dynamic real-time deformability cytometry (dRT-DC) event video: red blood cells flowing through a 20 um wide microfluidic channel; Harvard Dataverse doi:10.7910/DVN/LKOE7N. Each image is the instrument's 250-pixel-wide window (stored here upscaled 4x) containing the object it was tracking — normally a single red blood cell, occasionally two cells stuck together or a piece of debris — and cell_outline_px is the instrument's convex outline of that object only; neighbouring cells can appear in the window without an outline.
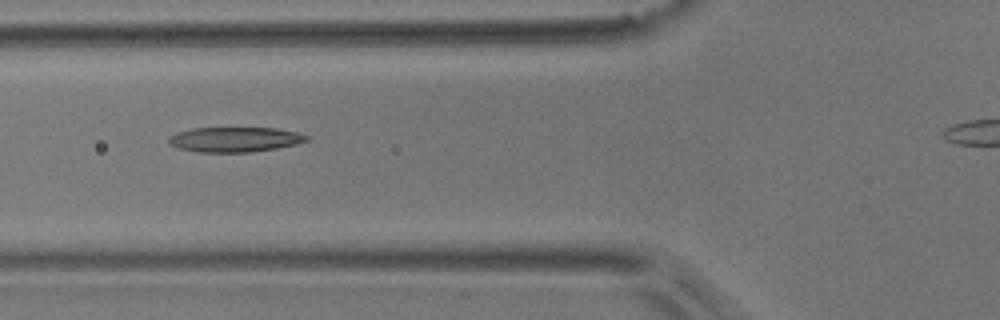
{"species": "common noctule bat (a hibernating species)", "species_latin": "Nyctalus noctula", "temperature_condition": "room temperature", "stored_images_in_passage": 7, "segment_of_instrument_passage": [1, 2], "camera_frame_rate_fps": 3000, "um_per_image_px": 0.085, "animal": {"sex": "male", "body_mass_g": 17.9}, "frame": {"image": 1, "passage_image": 3, "time_ms": 2.333, "image_size_px": [1000, 320], "cell_outline_px": [[308, 140], [296, 144], [276, 148], [252, 152], [200, 152], [180, 148], [168, 144], [168, 136], [176, 132], [192, 128], [276, 128], [296, 132], [308, 136]], "centroid_in_image_um": [19.92, 11.85], "position_along_channel_um": 105.9, "area_um2": 20.0}}
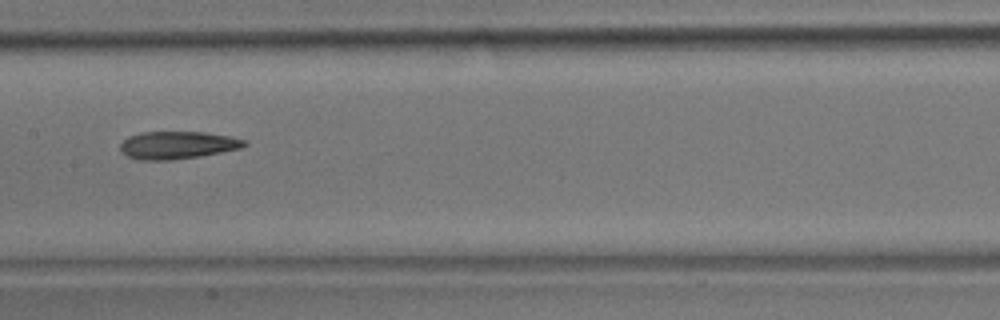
{"frame": {"image": 2, "passage_image": 5, "time_ms": 4.667, "image_size_px": [1000, 320], "cell_outline_px": [[248, 144], [240, 148], [200, 156], [172, 160], [140, 160], [128, 156], [120, 152], [120, 144], [128, 136], [140, 132], [204, 132], [232, 136], [248, 140]], "centroid_in_image_um": [15.09, 12.33], "position_along_channel_um": 192.3, "area_um2": 20.11}}
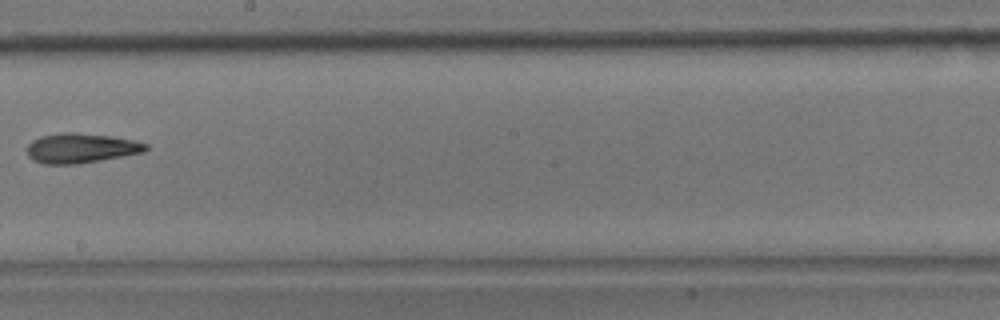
{"frame": {"image": 3, "passage_image": 6, "time_ms": 6.0, "image_size_px": [1000, 320], "cell_outline_px": [[148, 148], [144, 152], [100, 160], [76, 164], [44, 164], [32, 160], [28, 156], [28, 144], [32, 140], [40, 136], [60, 132], [76, 132], [108, 136], [132, 140], [148, 144]], "centroid_in_image_um": [6.84, 12.59], "position_along_channel_um": 241.4, "area_um2": 20.52}}